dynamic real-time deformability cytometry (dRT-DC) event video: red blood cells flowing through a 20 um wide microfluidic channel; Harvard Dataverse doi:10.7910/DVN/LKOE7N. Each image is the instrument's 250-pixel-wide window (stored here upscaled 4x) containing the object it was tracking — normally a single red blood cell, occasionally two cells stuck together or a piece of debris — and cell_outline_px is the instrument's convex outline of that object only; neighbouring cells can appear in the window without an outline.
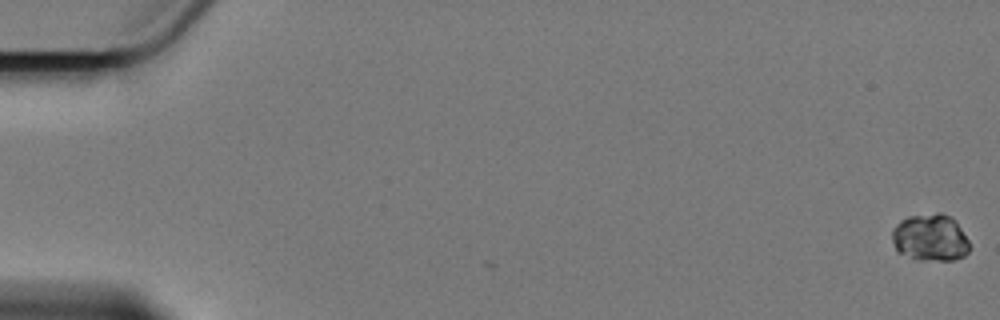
{"species": "Egyptian fruit bat (a non-hibernating species)", "species_latin": "Rousettus aegyptiacus", "temperature_condition": "cold", "stored_images_in_passage": 5, "camera_frame_rate_fps": 3000, "um_per_image_px": 0.085, "animal": {"sex": "female"}, "frame": {"image": 1, "passage_image": 1, "time_ms": 0.0, "image_size_px": [1000, 320], "cell_outline_px": [[968, 252], [964, 256], [952, 260], [916, 260], [896, 252], [892, 240], [892, 228], [900, 220], [908, 216], [940, 212], [956, 220], [968, 240]], "centroid_in_image_um": [79.03, 20.2], "position_along_channel_um": 6.0, "area_um2": 21.5}}
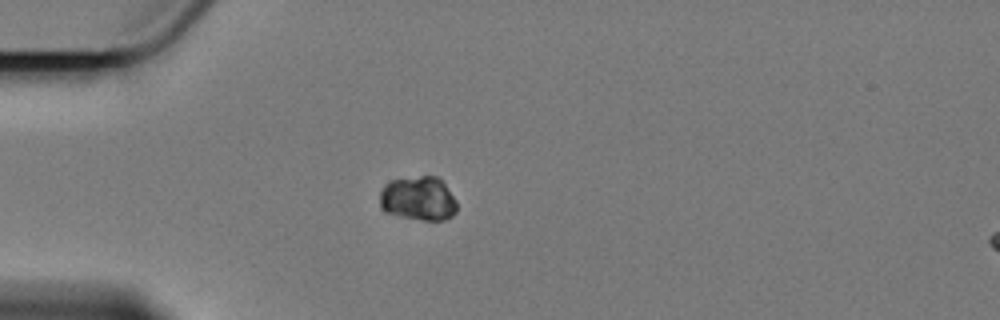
{"frame": {"image": 2, "passage_image": 4, "time_ms": 5.667, "image_size_px": [1000, 320], "cell_outline_px": [[456, 212], [452, 216], [444, 220], [424, 220], [404, 216], [388, 212], [380, 204], [380, 192], [392, 180], [420, 176], [436, 176], [444, 184], [456, 200]], "centroid_in_image_um": [35.6, 16.87], "position_along_channel_um": 49.4, "area_um2": 19.31}}